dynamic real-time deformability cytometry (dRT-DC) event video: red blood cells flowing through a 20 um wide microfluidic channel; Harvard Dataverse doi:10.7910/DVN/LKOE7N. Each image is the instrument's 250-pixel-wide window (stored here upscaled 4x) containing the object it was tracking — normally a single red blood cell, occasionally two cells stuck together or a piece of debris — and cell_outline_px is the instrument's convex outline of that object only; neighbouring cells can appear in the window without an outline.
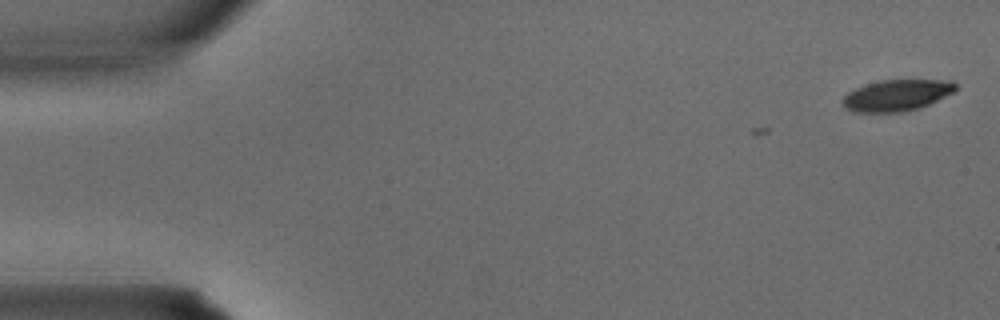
{"species": "common noctule bat (a hibernating species)", "species_latin": "Nyctalus noctula", "temperature_condition": "warm", "stored_images_in_passage": 4, "camera_frame_rate_fps": 3000, "um_per_image_px": 0.085, "animal": {"sex": "male", "body_mass_g": 15.6}, "frame": {"image": 1, "passage_image": 4, "time_ms": 1.0, "image_size_px": [1000, 320], "cell_outline_px": [[956, 92], [928, 104], [904, 112], [852, 112], [844, 108], [840, 100], [848, 92], [856, 88], [880, 80], [952, 80], [956, 84]], "centroid_in_image_um": [76.21, 8.1], "position_along_channel_um": 8.8, "area_um2": 20.69}}